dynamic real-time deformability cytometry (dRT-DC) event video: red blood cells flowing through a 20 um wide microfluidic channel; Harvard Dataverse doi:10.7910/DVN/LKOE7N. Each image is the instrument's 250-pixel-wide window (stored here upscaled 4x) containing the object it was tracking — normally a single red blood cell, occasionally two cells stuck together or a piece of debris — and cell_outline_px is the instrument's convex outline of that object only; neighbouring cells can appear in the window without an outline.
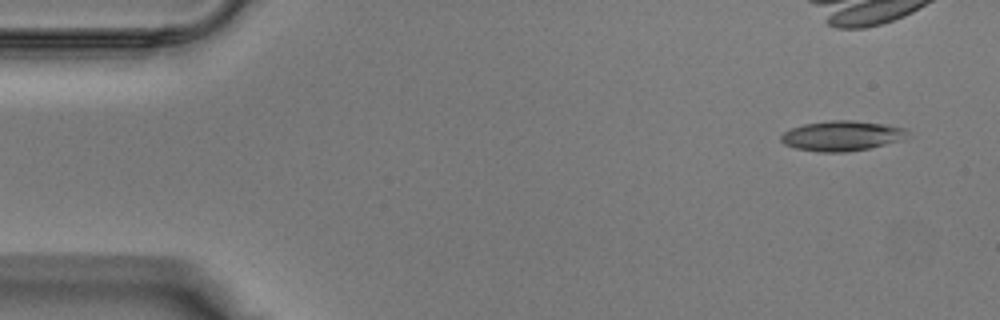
{"species": "Egyptian fruit bat (a non-hibernating species)", "species_latin": "Rousettus aegyptiacus", "temperature_condition": "warm", "stored_images_in_passage": 38, "camera_frame_rate_fps": 3000, "um_per_image_px": 0.085, "animal": {"sex": "male"}, "frame": {"image": 1, "passage_image": 1, "time_ms": 0.0, "image_size_px": [1000, 320], "cell_outline_px": [[904, 140], [868, 148], [848, 152], [820, 152], [796, 148], [784, 144], [780, 140], [780, 136], [784, 132], [792, 128], [804, 124], [832, 120], [852, 120], [884, 124], [904, 128]], "centroid_in_image_um": [71.51, 11.55], "position_along_channel_um": 13.5, "area_um2": 21.91}}